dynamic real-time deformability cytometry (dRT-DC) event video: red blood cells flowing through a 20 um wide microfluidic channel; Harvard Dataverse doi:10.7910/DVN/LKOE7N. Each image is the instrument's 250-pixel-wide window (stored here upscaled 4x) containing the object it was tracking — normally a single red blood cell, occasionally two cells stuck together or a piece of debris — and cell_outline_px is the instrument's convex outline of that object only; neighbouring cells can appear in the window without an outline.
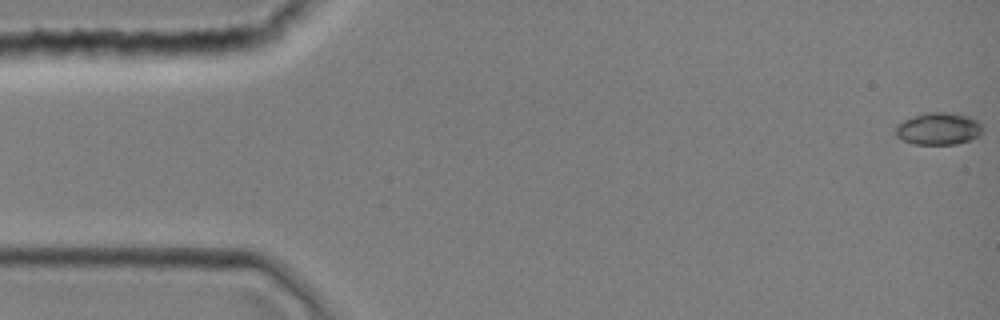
{"species": "common noctule bat (a hibernating species)", "species_latin": "Nyctalus noctula", "temperature_condition": "room temperature", "stored_images_in_passage": 44, "camera_frame_rate_fps": 3000, "um_per_image_px": 0.085, "animal": {"sex": "female", "body_mass_g": 19.0, "forearm_length_mm": 51.5}, "frame": {"image": 1, "passage_image": 1, "time_ms": 0.0, "image_size_px": [1000, 320], "cell_outline_px": [[980, 136], [956, 144], [912, 144], [900, 140], [896, 136], [896, 124], [904, 120], [924, 112], [948, 112], [972, 116], [980, 124]], "centroid_in_image_um": [79.73, 10.93], "position_along_channel_um": 5.3, "area_um2": 16.42}}
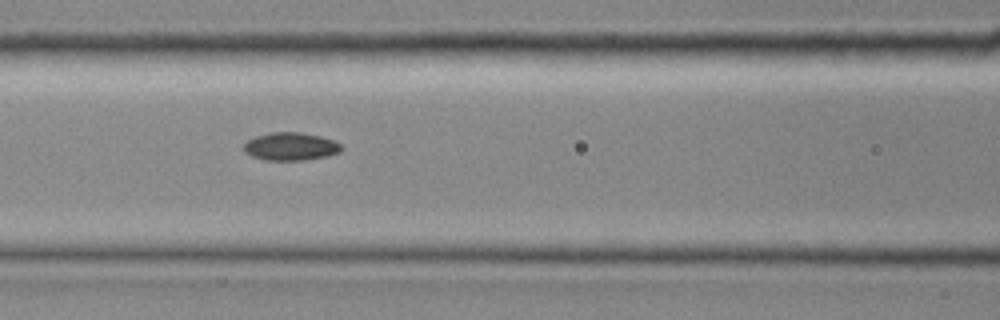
{"frame": {"image": 2, "passage_image": 19, "time_ms": 6.0, "image_size_px": [1000, 320], "cell_outline_px": [[344, 148], [340, 152], [328, 156], [304, 160], [264, 160], [252, 156], [244, 152], [244, 144], [248, 140], [256, 136], [272, 132], [300, 132], [320, 136], [336, 140]], "centroid_in_image_um": [24.74, 12.45], "position_along_channel_um": 141.9, "area_um2": 16.01}}
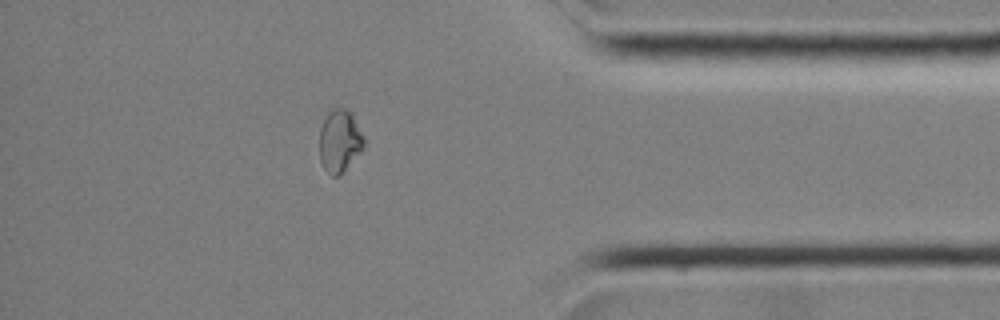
{"frame": {"image": 3, "passage_image": 38, "time_ms": 12.333, "image_size_px": [1000, 320], "cell_outline_px": [[364, 148], [336, 176], [332, 176], [324, 168], [320, 160], [320, 128], [328, 112], [332, 108], [344, 108], [352, 112], [364, 136]], "centroid_in_image_um": [28.87, 11.92], "position_along_channel_um": 406.3, "area_um2": 15.95}}